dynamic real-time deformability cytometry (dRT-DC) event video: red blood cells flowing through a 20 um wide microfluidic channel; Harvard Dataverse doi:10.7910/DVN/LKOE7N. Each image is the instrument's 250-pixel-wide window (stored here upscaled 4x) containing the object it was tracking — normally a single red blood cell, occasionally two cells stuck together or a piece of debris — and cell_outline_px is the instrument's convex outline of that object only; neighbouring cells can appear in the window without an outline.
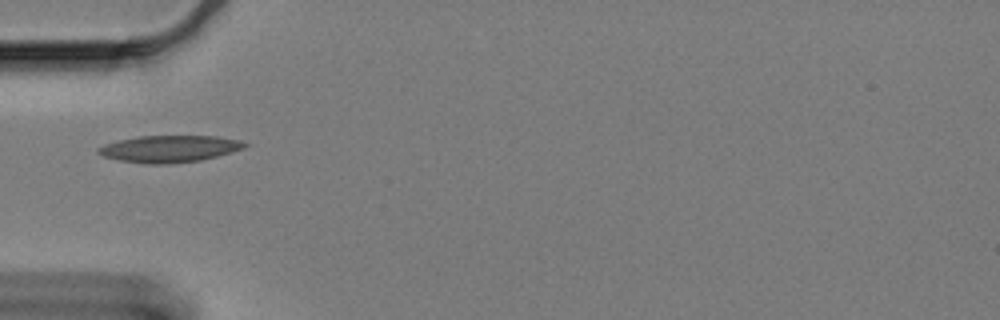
{"species": "Egyptian fruit bat (a non-hibernating species)", "species_latin": "Rousettus aegyptiacus", "temperature_condition": "cold", "stored_images_in_passage": 38, "camera_frame_rate_fps": 3000, "um_per_image_px": 0.085, "animal": {"sex": "female"}, "frame": {"image": 1, "passage_image": 1, "time_ms": 0.0, "image_size_px": [1000, 320], "cell_outline_px": [[248, 144], [244, 148], [232, 152], [200, 160], [164, 164], [148, 164], [120, 160], [104, 156], [96, 152], [96, 148], [104, 144], [136, 136], [216, 136], [236, 140]], "centroid_in_image_um": [14.35, 12.64], "position_along_channel_um": 70.6, "area_um2": 22.66}}
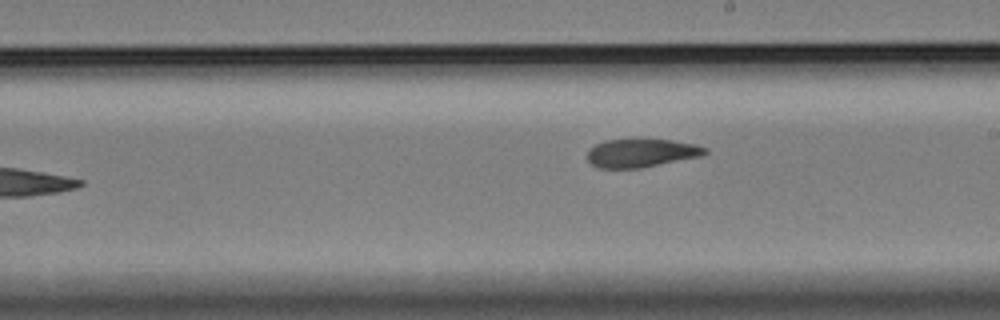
{"frame": {"image": 2, "passage_image": 16, "time_ms": 5.0, "image_size_px": [1000, 320], "cell_outline_px": [[708, 152], [700, 156], [640, 168], [600, 168], [592, 164], [588, 160], [588, 148], [604, 140], [636, 136], [672, 140], [696, 144], [708, 148]], "centroid_in_image_um": [54.49, 12.94], "position_along_channel_um": 234.5, "area_um2": 20.23}}
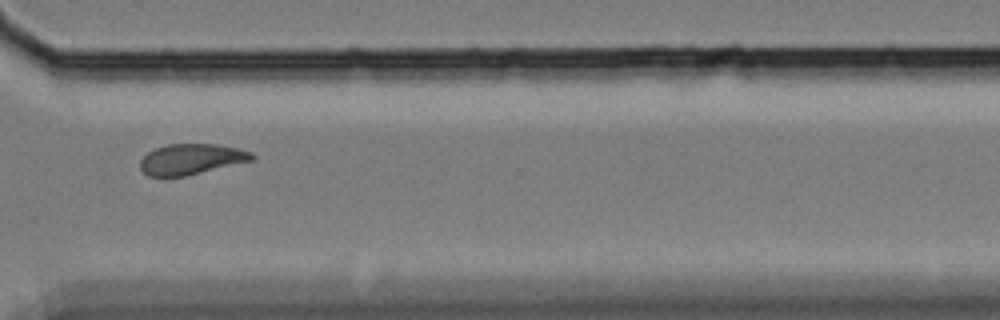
{"frame": {"image": 3, "passage_image": 27, "time_ms": 8.667, "image_size_px": [1000, 320], "cell_outline_px": [[256, 156], [252, 160], [184, 176], [148, 176], [140, 168], [140, 160], [152, 148], [168, 144], [216, 144], [236, 148], [252, 152]], "centroid_in_image_um": [16.22, 13.51], "position_along_channel_um": 354.4, "area_um2": 19.77}, "authors_computed_cell_mechanics": {"area_um2": 20.0566, "velocity_mm_per_s": 3.2671, "shape_relaxation_time_tau1_ms": 9.6847, "shape_relaxation_time_tau2_ms": 3.3519, "deformation_change_tau1": 0.1624, "deformation_change_tau2": 0.0861}}